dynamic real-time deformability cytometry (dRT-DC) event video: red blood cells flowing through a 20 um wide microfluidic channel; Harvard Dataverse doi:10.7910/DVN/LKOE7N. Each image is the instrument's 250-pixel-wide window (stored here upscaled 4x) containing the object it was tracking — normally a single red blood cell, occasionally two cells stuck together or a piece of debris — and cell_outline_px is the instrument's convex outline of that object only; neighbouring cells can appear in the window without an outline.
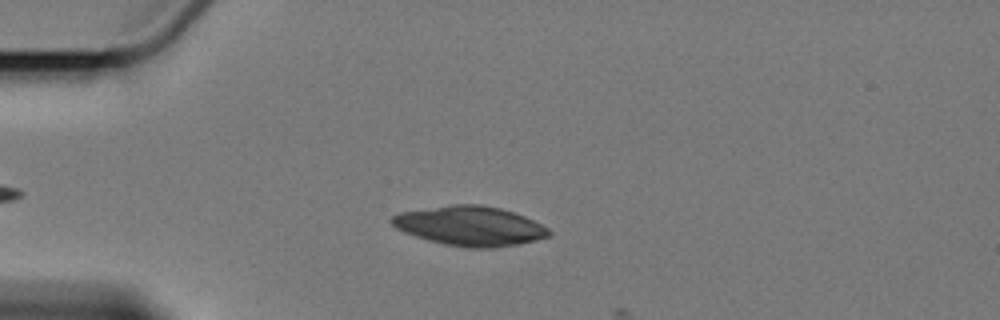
{"species": "Egyptian fruit bat (a non-hibernating species)", "species_latin": "Rousettus aegyptiacus", "temperature_condition": "cold", "stored_images_in_passage": 5, "camera_frame_rate_fps": 3000, "um_per_image_px": 0.085, "animal": {"sex": "female"}, "frame": {"image": 1, "passage_image": 4, "time_ms": 3.667, "image_size_px": [1000, 320], "cell_outline_px": [[552, 236], [516, 244], [496, 248], [468, 248], [444, 244], [428, 240], [404, 232], [396, 228], [388, 220], [392, 216], [400, 212], [452, 204], [480, 204], [500, 208], [524, 216], [548, 228], [552, 232]], "centroid_in_image_um": [39.93, 19.21], "position_along_channel_um": 45.1, "area_um2": 36.18}}